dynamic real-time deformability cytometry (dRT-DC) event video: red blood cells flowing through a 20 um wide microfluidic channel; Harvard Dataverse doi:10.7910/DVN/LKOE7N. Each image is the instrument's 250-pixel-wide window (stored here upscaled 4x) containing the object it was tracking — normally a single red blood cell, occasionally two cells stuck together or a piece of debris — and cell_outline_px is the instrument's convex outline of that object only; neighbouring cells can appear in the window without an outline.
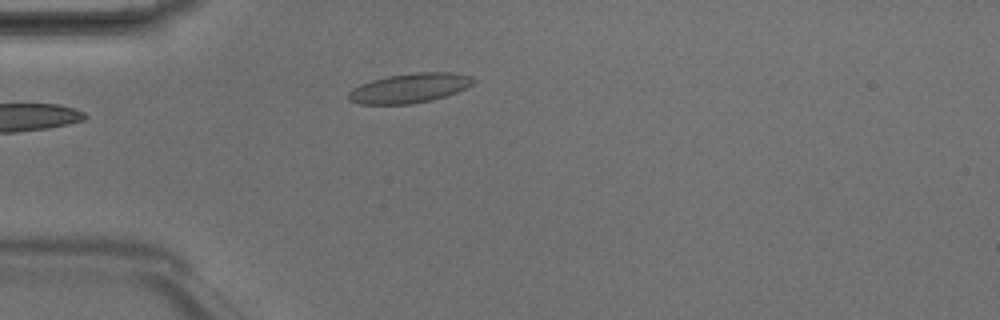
{"species": "Egyptian fruit bat (a non-hibernating species)", "species_latin": "Rousettus aegyptiacus", "temperature_condition": "room temperature", "stored_images_in_passage": 4, "camera_frame_rate_fps": 3000, "um_per_image_px": 0.085, "animal": {"sex": "male"}, "frame": {"image": 1, "passage_image": 3, "time_ms": 0.667, "image_size_px": [1000, 320], "cell_outline_px": [[480, 80], [456, 92], [432, 100], [412, 104], [360, 104], [348, 100], [348, 92], [352, 88], [360, 84], [372, 80], [388, 76], [412, 72], [452, 72], [472, 76]], "centroid_in_image_um": [34.82, 7.48], "position_along_channel_um": 50.2, "area_um2": 21.68}}